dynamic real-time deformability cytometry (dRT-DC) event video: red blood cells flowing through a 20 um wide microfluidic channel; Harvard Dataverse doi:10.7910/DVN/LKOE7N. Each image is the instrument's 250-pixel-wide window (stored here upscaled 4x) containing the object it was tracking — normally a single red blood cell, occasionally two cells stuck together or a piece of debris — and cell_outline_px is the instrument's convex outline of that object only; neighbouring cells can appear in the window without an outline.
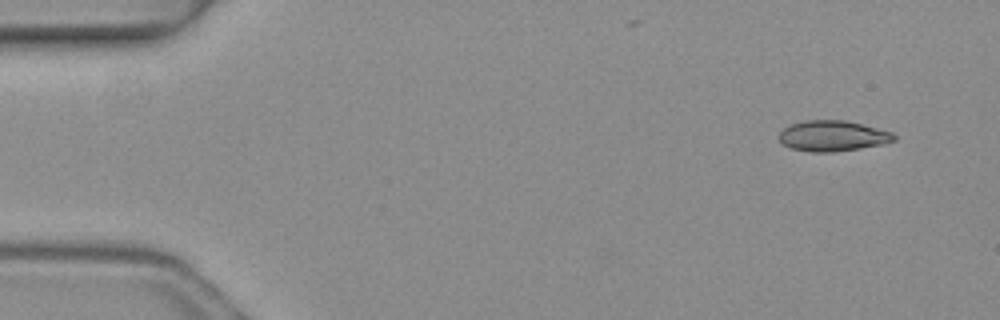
{"species": "common noctule bat (a hibernating species)", "species_latin": "Nyctalus noctula", "temperature_condition": "warm", "stored_images_in_passage": 4, "camera_frame_rate_fps": 3000, "um_per_image_px": 0.085, "animal": {"sex": "female", "body_mass_g": 19.3, "forearm_length_mm": 54.1}, "frame": {"image": 1, "passage_image": 1, "time_ms": 0.0, "image_size_px": [1000, 320], "cell_outline_px": [[896, 140], [884, 144], [860, 148], [832, 152], [812, 152], [792, 148], [784, 144], [780, 140], [780, 132], [784, 128], [792, 124], [804, 120], [844, 120], [892, 132], [896, 136]], "centroid_in_image_um": [70.8, 11.55], "position_along_channel_um": 14.2, "area_um2": 20.29}}
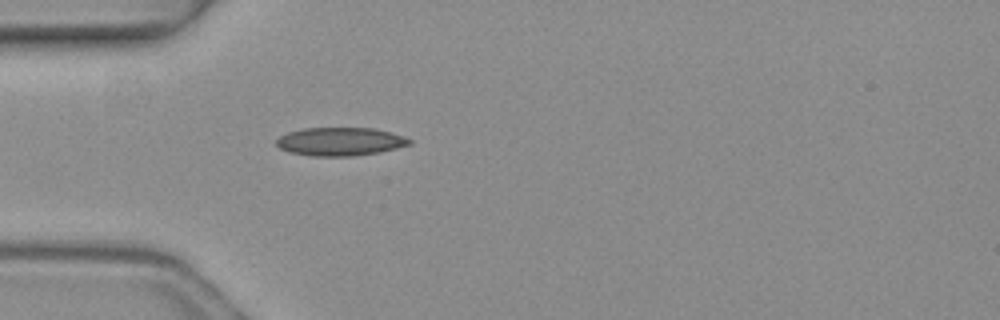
{"frame": {"image": 2, "passage_image": 4, "time_ms": 1.0, "image_size_px": [1000, 320], "cell_outline_px": [[412, 144], [380, 152], [352, 156], [312, 156], [288, 152], [280, 148], [276, 144], [276, 140], [280, 136], [288, 132], [304, 128], [376, 128], [392, 132], [404, 136], [412, 140]], "centroid_in_image_um": [28.94, 12.03], "position_along_channel_um": 56.1, "area_um2": 22.08}}